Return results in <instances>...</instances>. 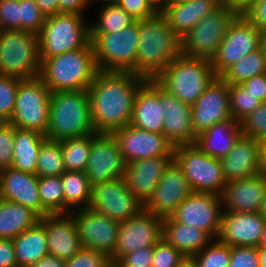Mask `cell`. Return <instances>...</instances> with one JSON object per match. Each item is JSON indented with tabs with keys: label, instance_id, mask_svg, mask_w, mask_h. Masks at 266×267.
Listing matches in <instances>:
<instances>
[{
	"label": "cell",
	"instance_id": "obj_30",
	"mask_svg": "<svg viewBox=\"0 0 266 267\" xmlns=\"http://www.w3.org/2000/svg\"><path fill=\"white\" fill-rule=\"evenodd\" d=\"M220 5L218 0H193L185 4H169L161 14L182 40L203 17Z\"/></svg>",
	"mask_w": 266,
	"mask_h": 267
},
{
	"label": "cell",
	"instance_id": "obj_17",
	"mask_svg": "<svg viewBox=\"0 0 266 267\" xmlns=\"http://www.w3.org/2000/svg\"><path fill=\"white\" fill-rule=\"evenodd\" d=\"M126 162L112 134L94 133L85 174L91 187L125 175Z\"/></svg>",
	"mask_w": 266,
	"mask_h": 267
},
{
	"label": "cell",
	"instance_id": "obj_21",
	"mask_svg": "<svg viewBox=\"0 0 266 267\" xmlns=\"http://www.w3.org/2000/svg\"><path fill=\"white\" fill-rule=\"evenodd\" d=\"M266 220L260 212H224L217 240L229 246L259 247Z\"/></svg>",
	"mask_w": 266,
	"mask_h": 267
},
{
	"label": "cell",
	"instance_id": "obj_3",
	"mask_svg": "<svg viewBox=\"0 0 266 267\" xmlns=\"http://www.w3.org/2000/svg\"><path fill=\"white\" fill-rule=\"evenodd\" d=\"M41 61L39 78L51 92L88 90L98 72L93 46Z\"/></svg>",
	"mask_w": 266,
	"mask_h": 267
},
{
	"label": "cell",
	"instance_id": "obj_5",
	"mask_svg": "<svg viewBox=\"0 0 266 267\" xmlns=\"http://www.w3.org/2000/svg\"><path fill=\"white\" fill-rule=\"evenodd\" d=\"M216 77L210 60L181 54L155 81L179 101L192 106Z\"/></svg>",
	"mask_w": 266,
	"mask_h": 267
},
{
	"label": "cell",
	"instance_id": "obj_43",
	"mask_svg": "<svg viewBox=\"0 0 266 267\" xmlns=\"http://www.w3.org/2000/svg\"><path fill=\"white\" fill-rule=\"evenodd\" d=\"M46 16L35 0H19V30L39 34Z\"/></svg>",
	"mask_w": 266,
	"mask_h": 267
},
{
	"label": "cell",
	"instance_id": "obj_62",
	"mask_svg": "<svg viewBox=\"0 0 266 267\" xmlns=\"http://www.w3.org/2000/svg\"><path fill=\"white\" fill-rule=\"evenodd\" d=\"M260 267H266V247H258Z\"/></svg>",
	"mask_w": 266,
	"mask_h": 267
},
{
	"label": "cell",
	"instance_id": "obj_16",
	"mask_svg": "<svg viewBox=\"0 0 266 267\" xmlns=\"http://www.w3.org/2000/svg\"><path fill=\"white\" fill-rule=\"evenodd\" d=\"M223 211L221 195L192 192L171 217L184 225L193 226L217 239Z\"/></svg>",
	"mask_w": 266,
	"mask_h": 267
},
{
	"label": "cell",
	"instance_id": "obj_4",
	"mask_svg": "<svg viewBox=\"0 0 266 267\" xmlns=\"http://www.w3.org/2000/svg\"><path fill=\"white\" fill-rule=\"evenodd\" d=\"M92 133L95 130L87 90L52 92L46 138L60 141Z\"/></svg>",
	"mask_w": 266,
	"mask_h": 267
},
{
	"label": "cell",
	"instance_id": "obj_45",
	"mask_svg": "<svg viewBox=\"0 0 266 267\" xmlns=\"http://www.w3.org/2000/svg\"><path fill=\"white\" fill-rule=\"evenodd\" d=\"M186 258L181 251L161 239L153 246L151 267H179Z\"/></svg>",
	"mask_w": 266,
	"mask_h": 267
},
{
	"label": "cell",
	"instance_id": "obj_14",
	"mask_svg": "<svg viewBox=\"0 0 266 267\" xmlns=\"http://www.w3.org/2000/svg\"><path fill=\"white\" fill-rule=\"evenodd\" d=\"M75 221L81 246L102 252L109 258L117 245L119 222L86 207L69 213Z\"/></svg>",
	"mask_w": 266,
	"mask_h": 267
},
{
	"label": "cell",
	"instance_id": "obj_8",
	"mask_svg": "<svg viewBox=\"0 0 266 267\" xmlns=\"http://www.w3.org/2000/svg\"><path fill=\"white\" fill-rule=\"evenodd\" d=\"M242 14L240 9L221 4L203 17L182 39V54L190 58L211 59L215 56L224 36Z\"/></svg>",
	"mask_w": 266,
	"mask_h": 267
},
{
	"label": "cell",
	"instance_id": "obj_46",
	"mask_svg": "<svg viewBox=\"0 0 266 267\" xmlns=\"http://www.w3.org/2000/svg\"><path fill=\"white\" fill-rule=\"evenodd\" d=\"M65 267H113L110 258L102 252L82 247L69 260Z\"/></svg>",
	"mask_w": 266,
	"mask_h": 267
},
{
	"label": "cell",
	"instance_id": "obj_51",
	"mask_svg": "<svg viewBox=\"0 0 266 267\" xmlns=\"http://www.w3.org/2000/svg\"><path fill=\"white\" fill-rule=\"evenodd\" d=\"M0 30H19V0H0Z\"/></svg>",
	"mask_w": 266,
	"mask_h": 267
},
{
	"label": "cell",
	"instance_id": "obj_18",
	"mask_svg": "<svg viewBox=\"0 0 266 267\" xmlns=\"http://www.w3.org/2000/svg\"><path fill=\"white\" fill-rule=\"evenodd\" d=\"M127 163L159 156H173L174 146L163 133H152L128 124L111 133Z\"/></svg>",
	"mask_w": 266,
	"mask_h": 267
},
{
	"label": "cell",
	"instance_id": "obj_49",
	"mask_svg": "<svg viewBox=\"0 0 266 267\" xmlns=\"http://www.w3.org/2000/svg\"><path fill=\"white\" fill-rule=\"evenodd\" d=\"M15 126L11 123L0 129V170L12 167Z\"/></svg>",
	"mask_w": 266,
	"mask_h": 267
},
{
	"label": "cell",
	"instance_id": "obj_68",
	"mask_svg": "<svg viewBox=\"0 0 266 267\" xmlns=\"http://www.w3.org/2000/svg\"><path fill=\"white\" fill-rule=\"evenodd\" d=\"M193 0H170V4H185Z\"/></svg>",
	"mask_w": 266,
	"mask_h": 267
},
{
	"label": "cell",
	"instance_id": "obj_11",
	"mask_svg": "<svg viewBox=\"0 0 266 267\" xmlns=\"http://www.w3.org/2000/svg\"><path fill=\"white\" fill-rule=\"evenodd\" d=\"M51 93L39 77L22 80L17 88L15 107L9 123L45 135L49 124Z\"/></svg>",
	"mask_w": 266,
	"mask_h": 267
},
{
	"label": "cell",
	"instance_id": "obj_22",
	"mask_svg": "<svg viewBox=\"0 0 266 267\" xmlns=\"http://www.w3.org/2000/svg\"><path fill=\"white\" fill-rule=\"evenodd\" d=\"M39 177L13 167L0 170V198L32 209L40 217L49 215L42 207L38 189Z\"/></svg>",
	"mask_w": 266,
	"mask_h": 267
},
{
	"label": "cell",
	"instance_id": "obj_2",
	"mask_svg": "<svg viewBox=\"0 0 266 267\" xmlns=\"http://www.w3.org/2000/svg\"><path fill=\"white\" fill-rule=\"evenodd\" d=\"M139 46L133 74L155 80L165 68L182 54V40L169 27L165 17L156 15L138 20Z\"/></svg>",
	"mask_w": 266,
	"mask_h": 267
},
{
	"label": "cell",
	"instance_id": "obj_28",
	"mask_svg": "<svg viewBox=\"0 0 266 267\" xmlns=\"http://www.w3.org/2000/svg\"><path fill=\"white\" fill-rule=\"evenodd\" d=\"M227 183L260 174V142L241 135L227 156L220 159Z\"/></svg>",
	"mask_w": 266,
	"mask_h": 267
},
{
	"label": "cell",
	"instance_id": "obj_57",
	"mask_svg": "<svg viewBox=\"0 0 266 267\" xmlns=\"http://www.w3.org/2000/svg\"><path fill=\"white\" fill-rule=\"evenodd\" d=\"M30 267H65V261L48 254L43 256L36 263H33Z\"/></svg>",
	"mask_w": 266,
	"mask_h": 267
},
{
	"label": "cell",
	"instance_id": "obj_32",
	"mask_svg": "<svg viewBox=\"0 0 266 267\" xmlns=\"http://www.w3.org/2000/svg\"><path fill=\"white\" fill-rule=\"evenodd\" d=\"M18 267H30L49 254L45 228L38 222L13 239Z\"/></svg>",
	"mask_w": 266,
	"mask_h": 267
},
{
	"label": "cell",
	"instance_id": "obj_65",
	"mask_svg": "<svg viewBox=\"0 0 266 267\" xmlns=\"http://www.w3.org/2000/svg\"><path fill=\"white\" fill-rule=\"evenodd\" d=\"M259 212L266 220V189Z\"/></svg>",
	"mask_w": 266,
	"mask_h": 267
},
{
	"label": "cell",
	"instance_id": "obj_48",
	"mask_svg": "<svg viewBox=\"0 0 266 267\" xmlns=\"http://www.w3.org/2000/svg\"><path fill=\"white\" fill-rule=\"evenodd\" d=\"M229 267H260L258 248L230 246Z\"/></svg>",
	"mask_w": 266,
	"mask_h": 267
},
{
	"label": "cell",
	"instance_id": "obj_6",
	"mask_svg": "<svg viewBox=\"0 0 266 267\" xmlns=\"http://www.w3.org/2000/svg\"><path fill=\"white\" fill-rule=\"evenodd\" d=\"M38 35L25 30H0V75L20 80L39 77Z\"/></svg>",
	"mask_w": 266,
	"mask_h": 267
},
{
	"label": "cell",
	"instance_id": "obj_20",
	"mask_svg": "<svg viewBox=\"0 0 266 267\" xmlns=\"http://www.w3.org/2000/svg\"><path fill=\"white\" fill-rule=\"evenodd\" d=\"M192 192L183 170L173 160L165 169L144 209L162 219L170 217Z\"/></svg>",
	"mask_w": 266,
	"mask_h": 267
},
{
	"label": "cell",
	"instance_id": "obj_31",
	"mask_svg": "<svg viewBox=\"0 0 266 267\" xmlns=\"http://www.w3.org/2000/svg\"><path fill=\"white\" fill-rule=\"evenodd\" d=\"M162 239L190 258L213 240L202 229L181 224L171 216L163 218Z\"/></svg>",
	"mask_w": 266,
	"mask_h": 267
},
{
	"label": "cell",
	"instance_id": "obj_40",
	"mask_svg": "<svg viewBox=\"0 0 266 267\" xmlns=\"http://www.w3.org/2000/svg\"><path fill=\"white\" fill-rule=\"evenodd\" d=\"M39 198L49 214H64V192L60 176L39 177Z\"/></svg>",
	"mask_w": 266,
	"mask_h": 267
},
{
	"label": "cell",
	"instance_id": "obj_38",
	"mask_svg": "<svg viewBox=\"0 0 266 267\" xmlns=\"http://www.w3.org/2000/svg\"><path fill=\"white\" fill-rule=\"evenodd\" d=\"M135 20L116 3H105L98 12L97 22L90 24L91 34H110L123 30Z\"/></svg>",
	"mask_w": 266,
	"mask_h": 267
},
{
	"label": "cell",
	"instance_id": "obj_26",
	"mask_svg": "<svg viewBox=\"0 0 266 267\" xmlns=\"http://www.w3.org/2000/svg\"><path fill=\"white\" fill-rule=\"evenodd\" d=\"M162 111L161 86L155 80H147L136 94L129 124L144 131L163 133Z\"/></svg>",
	"mask_w": 266,
	"mask_h": 267
},
{
	"label": "cell",
	"instance_id": "obj_42",
	"mask_svg": "<svg viewBox=\"0 0 266 267\" xmlns=\"http://www.w3.org/2000/svg\"><path fill=\"white\" fill-rule=\"evenodd\" d=\"M191 258L198 267H229L230 246L213 239Z\"/></svg>",
	"mask_w": 266,
	"mask_h": 267
},
{
	"label": "cell",
	"instance_id": "obj_52",
	"mask_svg": "<svg viewBox=\"0 0 266 267\" xmlns=\"http://www.w3.org/2000/svg\"><path fill=\"white\" fill-rule=\"evenodd\" d=\"M153 246L143 247L123 255L113 267H151Z\"/></svg>",
	"mask_w": 266,
	"mask_h": 267
},
{
	"label": "cell",
	"instance_id": "obj_34",
	"mask_svg": "<svg viewBox=\"0 0 266 267\" xmlns=\"http://www.w3.org/2000/svg\"><path fill=\"white\" fill-rule=\"evenodd\" d=\"M39 220L40 216L32 209L0 199V239H14Z\"/></svg>",
	"mask_w": 266,
	"mask_h": 267
},
{
	"label": "cell",
	"instance_id": "obj_25",
	"mask_svg": "<svg viewBox=\"0 0 266 267\" xmlns=\"http://www.w3.org/2000/svg\"><path fill=\"white\" fill-rule=\"evenodd\" d=\"M163 106V134L172 145L194 144L196 134L192 127L191 106L179 101L161 87Z\"/></svg>",
	"mask_w": 266,
	"mask_h": 267
},
{
	"label": "cell",
	"instance_id": "obj_61",
	"mask_svg": "<svg viewBox=\"0 0 266 267\" xmlns=\"http://www.w3.org/2000/svg\"><path fill=\"white\" fill-rule=\"evenodd\" d=\"M152 6L158 11L161 12L170 4V0H148Z\"/></svg>",
	"mask_w": 266,
	"mask_h": 267
},
{
	"label": "cell",
	"instance_id": "obj_55",
	"mask_svg": "<svg viewBox=\"0 0 266 267\" xmlns=\"http://www.w3.org/2000/svg\"><path fill=\"white\" fill-rule=\"evenodd\" d=\"M0 267H18L13 239H0Z\"/></svg>",
	"mask_w": 266,
	"mask_h": 267
},
{
	"label": "cell",
	"instance_id": "obj_35",
	"mask_svg": "<svg viewBox=\"0 0 266 267\" xmlns=\"http://www.w3.org/2000/svg\"><path fill=\"white\" fill-rule=\"evenodd\" d=\"M60 177L64 192V214H69L76 208L79 210L88 207L91 185L85 172L65 170Z\"/></svg>",
	"mask_w": 266,
	"mask_h": 267
},
{
	"label": "cell",
	"instance_id": "obj_23",
	"mask_svg": "<svg viewBox=\"0 0 266 267\" xmlns=\"http://www.w3.org/2000/svg\"><path fill=\"white\" fill-rule=\"evenodd\" d=\"M173 156L140 159L126 164L124 178L128 189L145 205L158 185Z\"/></svg>",
	"mask_w": 266,
	"mask_h": 267
},
{
	"label": "cell",
	"instance_id": "obj_44",
	"mask_svg": "<svg viewBox=\"0 0 266 267\" xmlns=\"http://www.w3.org/2000/svg\"><path fill=\"white\" fill-rule=\"evenodd\" d=\"M242 135L255 141L266 140V102H263L240 122Z\"/></svg>",
	"mask_w": 266,
	"mask_h": 267
},
{
	"label": "cell",
	"instance_id": "obj_33",
	"mask_svg": "<svg viewBox=\"0 0 266 267\" xmlns=\"http://www.w3.org/2000/svg\"><path fill=\"white\" fill-rule=\"evenodd\" d=\"M45 139L40 132L15 127L12 167L35 174L38 153Z\"/></svg>",
	"mask_w": 266,
	"mask_h": 267
},
{
	"label": "cell",
	"instance_id": "obj_7",
	"mask_svg": "<svg viewBox=\"0 0 266 267\" xmlns=\"http://www.w3.org/2000/svg\"><path fill=\"white\" fill-rule=\"evenodd\" d=\"M85 15L58 13L47 16L38 34L40 58L46 59L68 51L93 46L90 24Z\"/></svg>",
	"mask_w": 266,
	"mask_h": 267
},
{
	"label": "cell",
	"instance_id": "obj_53",
	"mask_svg": "<svg viewBox=\"0 0 266 267\" xmlns=\"http://www.w3.org/2000/svg\"><path fill=\"white\" fill-rule=\"evenodd\" d=\"M242 14L257 28H266V0H255L251 2Z\"/></svg>",
	"mask_w": 266,
	"mask_h": 267
},
{
	"label": "cell",
	"instance_id": "obj_58",
	"mask_svg": "<svg viewBox=\"0 0 266 267\" xmlns=\"http://www.w3.org/2000/svg\"><path fill=\"white\" fill-rule=\"evenodd\" d=\"M35 2L46 17L59 13L58 0H35Z\"/></svg>",
	"mask_w": 266,
	"mask_h": 267
},
{
	"label": "cell",
	"instance_id": "obj_36",
	"mask_svg": "<svg viewBox=\"0 0 266 267\" xmlns=\"http://www.w3.org/2000/svg\"><path fill=\"white\" fill-rule=\"evenodd\" d=\"M262 74H266V58L260 47L234 63L220 77L229 85H233Z\"/></svg>",
	"mask_w": 266,
	"mask_h": 267
},
{
	"label": "cell",
	"instance_id": "obj_37",
	"mask_svg": "<svg viewBox=\"0 0 266 267\" xmlns=\"http://www.w3.org/2000/svg\"><path fill=\"white\" fill-rule=\"evenodd\" d=\"M93 140L94 133L82 137L65 138L61 140L66 170L77 172L86 171Z\"/></svg>",
	"mask_w": 266,
	"mask_h": 267
},
{
	"label": "cell",
	"instance_id": "obj_29",
	"mask_svg": "<svg viewBox=\"0 0 266 267\" xmlns=\"http://www.w3.org/2000/svg\"><path fill=\"white\" fill-rule=\"evenodd\" d=\"M241 135L240 123L230 118L199 133L194 144L206 155L221 159L229 154Z\"/></svg>",
	"mask_w": 266,
	"mask_h": 267
},
{
	"label": "cell",
	"instance_id": "obj_1",
	"mask_svg": "<svg viewBox=\"0 0 266 267\" xmlns=\"http://www.w3.org/2000/svg\"><path fill=\"white\" fill-rule=\"evenodd\" d=\"M146 81L132 72L98 70L87 90L96 133L111 134L130 123L136 94Z\"/></svg>",
	"mask_w": 266,
	"mask_h": 267
},
{
	"label": "cell",
	"instance_id": "obj_10",
	"mask_svg": "<svg viewBox=\"0 0 266 267\" xmlns=\"http://www.w3.org/2000/svg\"><path fill=\"white\" fill-rule=\"evenodd\" d=\"M173 160L193 192L222 195L227 181L220 159L206 155L195 144H186L175 146Z\"/></svg>",
	"mask_w": 266,
	"mask_h": 267
},
{
	"label": "cell",
	"instance_id": "obj_66",
	"mask_svg": "<svg viewBox=\"0 0 266 267\" xmlns=\"http://www.w3.org/2000/svg\"><path fill=\"white\" fill-rule=\"evenodd\" d=\"M259 247H266V223L262 232L261 240L259 243Z\"/></svg>",
	"mask_w": 266,
	"mask_h": 267
},
{
	"label": "cell",
	"instance_id": "obj_67",
	"mask_svg": "<svg viewBox=\"0 0 266 267\" xmlns=\"http://www.w3.org/2000/svg\"><path fill=\"white\" fill-rule=\"evenodd\" d=\"M9 124V120L0 114V129L4 128L6 125Z\"/></svg>",
	"mask_w": 266,
	"mask_h": 267
},
{
	"label": "cell",
	"instance_id": "obj_64",
	"mask_svg": "<svg viewBox=\"0 0 266 267\" xmlns=\"http://www.w3.org/2000/svg\"><path fill=\"white\" fill-rule=\"evenodd\" d=\"M179 267H198V266L192 258L187 257Z\"/></svg>",
	"mask_w": 266,
	"mask_h": 267
},
{
	"label": "cell",
	"instance_id": "obj_15",
	"mask_svg": "<svg viewBox=\"0 0 266 267\" xmlns=\"http://www.w3.org/2000/svg\"><path fill=\"white\" fill-rule=\"evenodd\" d=\"M163 219L145 209L119 224L117 245L110 257L114 265L123 255L143 247L155 246L162 239Z\"/></svg>",
	"mask_w": 266,
	"mask_h": 267
},
{
	"label": "cell",
	"instance_id": "obj_54",
	"mask_svg": "<svg viewBox=\"0 0 266 267\" xmlns=\"http://www.w3.org/2000/svg\"><path fill=\"white\" fill-rule=\"evenodd\" d=\"M241 85L253 96L258 97L260 101L266 102V74L247 79Z\"/></svg>",
	"mask_w": 266,
	"mask_h": 267
},
{
	"label": "cell",
	"instance_id": "obj_63",
	"mask_svg": "<svg viewBox=\"0 0 266 267\" xmlns=\"http://www.w3.org/2000/svg\"><path fill=\"white\" fill-rule=\"evenodd\" d=\"M261 48L266 58V28L261 30Z\"/></svg>",
	"mask_w": 266,
	"mask_h": 267
},
{
	"label": "cell",
	"instance_id": "obj_9",
	"mask_svg": "<svg viewBox=\"0 0 266 267\" xmlns=\"http://www.w3.org/2000/svg\"><path fill=\"white\" fill-rule=\"evenodd\" d=\"M138 21L110 34H91L95 63L100 71L131 72L139 46Z\"/></svg>",
	"mask_w": 266,
	"mask_h": 267
},
{
	"label": "cell",
	"instance_id": "obj_60",
	"mask_svg": "<svg viewBox=\"0 0 266 267\" xmlns=\"http://www.w3.org/2000/svg\"><path fill=\"white\" fill-rule=\"evenodd\" d=\"M253 1L255 0H226V3L243 11Z\"/></svg>",
	"mask_w": 266,
	"mask_h": 267
},
{
	"label": "cell",
	"instance_id": "obj_56",
	"mask_svg": "<svg viewBox=\"0 0 266 267\" xmlns=\"http://www.w3.org/2000/svg\"><path fill=\"white\" fill-rule=\"evenodd\" d=\"M93 0H58L59 13H75L84 15L83 10L88 8Z\"/></svg>",
	"mask_w": 266,
	"mask_h": 267
},
{
	"label": "cell",
	"instance_id": "obj_13",
	"mask_svg": "<svg viewBox=\"0 0 266 267\" xmlns=\"http://www.w3.org/2000/svg\"><path fill=\"white\" fill-rule=\"evenodd\" d=\"M261 47V30L257 29L243 14L231 25L224 36L211 65L220 77L234 63Z\"/></svg>",
	"mask_w": 266,
	"mask_h": 267
},
{
	"label": "cell",
	"instance_id": "obj_27",
	"mask_svg": "<svg viewBox=\"0 0 266 267\" xmlns=\"http://www.w3.org/2000/svg\"><path fill=\"white\" fill-rule=\"evenodd\" d=\"M266 189L261 173L227 183L221 195L224 212H259Z\"/></svg>",
	"mask_w": 266,
	"mask_h": 267
},
{
	"label": "cell",
	"instance_id": "obj_41",
	"mask_svg": "<svg viewBox=\"0 0 266 267\" xmlns=\"http://www.w3.org/2000/svg\"><path fill=\"white\" fill-rule=\"evenodd\" d=\"M229 94L231 117L239 123L263 103L241 84L229 85Z\"/></svg>",
	"mask_w": 266,
	"mask_h": 267
},
{
	"label": "cell",
	"instance_id": "obj_69",
	"mask_svg": "<svg viewBox=\"0 0 266 267\" xmlns=\"http://www.w3.org/2000/svg\"><path fill=\"white\" fill-rule=\"evenodd\" d=\"M93 1H96V0H93ZM117 1H119V0H98V1H96V2H103V4H105V3H117Z\"/></svg>",
	"mask_w": 266,
	"mask_h": 267
},
{
	"label": "cell",
	"instance_id": "obj_70",
	"mask_svg": "<svg viewBox=\"0 0 266 267\" xmlns=\"http://www.w3.org/2000/svg\"><path fill=\"white\" fill-rule=\"evenodd\" d=\"M221 4H225L226 0H218Z\"/></svg>",
	"mask_w": 266,
	"mask_h": 267
},
{
	"label": "cell",
	"instance_id": "obj_24",
	"mask_svg": "<svg viewBox=\"0 0 266 267\" xmlns=\"http://www.w3.org/2000/svg\"><path fill=\"white\" fill-rule=\"evenodd\" d=\"M39 223L45 228L50 255L67 261L82 248L70 214H49L40 217Z\"/></svg>",
	"mask_w": 266,
	"mask_h": 267
},
{
	"label": "cell",
	"instance_id": "obj_39",
	"mask_svg": "<svg viewBox=\"0 0 266 267\" xmlns=\"http://www.w3.org/2000/svg\"><path fill=\"white\" fill-rule=\"evenodd\" d=\"M65 170L61 140L46 138L38 153L35 174L38 177L61 176Z\"/></svg>",
	"mask_w": 266,
	"mask_h": 267
},
{
	"label": "cell",
	"instance_id": "obj_12",
	"mask_svg": "<svg viewBox=\"0 0 266 267\" xmlns=\"http://www.w3.org/2000/svg\"><path fill=\"white\" fill-rule=\"evenodd\" d=\"M88 207L119 223L144 209V205L128 189L124 176L91 187Z\"/></svg>",
	"mask_w": 266,
	"mask_h": 267
},
{
	"label": "cell",
	"instance_id": "obj_59",
	"mask_svg": "<svg viewBox=\"0 0 266 267\" xmlns=\"http://www.w3.org/2000/svg\"><path fill=\"white\" fill-rule=\"evenodd\" d=\"M260 173L266 177V140L260 143Z\"/></svg>",
	"mask_w": 266,
	"mask_h": 267
},
{
	"label": "cell",
	"instance_id": "obj_50",
	"mask_svg": "<svg viewBox=\"0 0 266 267\" xmlns=\"http://www.w3.org/2000/svg\"><path fill=\"white\" fill-rule=\"evenodd\" d=\"M116 4L135 21L150 18L158 13L148 0H119Z\"/></svg>",
	"mask_w": 266,
	"mask_h": 267
},
{
	"label": "cell",
	"instance_id": "obj_19",
	"mask_svg": "<svg viewBox=\"0 0 266 267\" xmlns=\"http://www.w3.org/2000/svg\"><path fill=\"white\" fill-rule=\"evenodd\" d=\"M192 127L196 135L231 117L229 84L216 77L191 106Z\"/></svg>",
	"mask_w": 266,
	"mask_h": 267
},
{
	"label": "cell",
	"instance_id": "obj_47",
	"mask_svg": "<svg viewBox=\"0 0 266 267\" xmlns=\"http://www.w3.org/2000/svg\"><path fill=\"white\" fill-rule=\"evenodd\" d=\"M22 80L0 75V114L9 121L15 107L17 88Z\"/></svg>",
	"mask_w": 266,
	"mask_h": 267
}]
</instances>
